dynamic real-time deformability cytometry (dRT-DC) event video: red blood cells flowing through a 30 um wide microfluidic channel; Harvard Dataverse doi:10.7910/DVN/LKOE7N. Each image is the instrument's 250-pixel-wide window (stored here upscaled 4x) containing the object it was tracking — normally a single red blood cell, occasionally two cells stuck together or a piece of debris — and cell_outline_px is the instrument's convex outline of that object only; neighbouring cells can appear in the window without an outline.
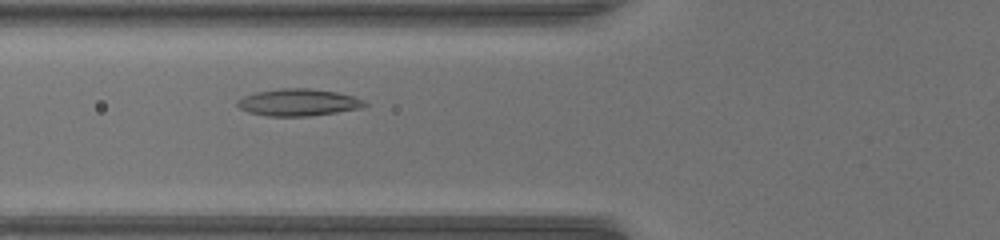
{"species": "common noctule bat (a hibernating species)", "species_latin": "Nyctalus noctula", "temperature_condition": "warm", "stored_images_in_passage": 31, "camera_frame_rate_fps": 3000, "um_per_image_px": 0.085, "animal": {"sex": "female", "body_mass_g": 17.0, "forearm_length_mm": 48.0}, "frame": {"image": 1, "passage_image": 7, "time_ms": 2.0, "image_size_px": [1000, 240], "cell_outline_px": [[368, 104], [364, 108], [308, 116], [268, 116], [248, 112], [240, 108], [236, 104], [236, 100], [244, 96], [256, 92], [280, 88], [308, 88], [336, 92], [352, 96], [364, 100]], "centroid_in_image_um": [25.36, 8.7], "position_along_channel_um": 100.4, "area_um2": 20.06}}
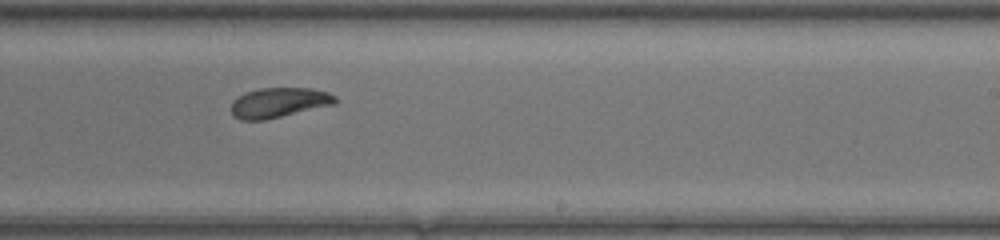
{"frame": {"image": 2, "passage_image": 19, "time_ms": 6.0, "image_size_px": [1000, 240], "cell_outline_px": [[336, 104], [264, 120], [240, 120], [232, 116], [232, 100], [244, 92], [260, 88], [312, 88], [328, 92], [336, 96]], "centroid_in_image_um": [23.69, 8.72], "position_along_channel_um": 265.3, "area_um2": 18.26}}
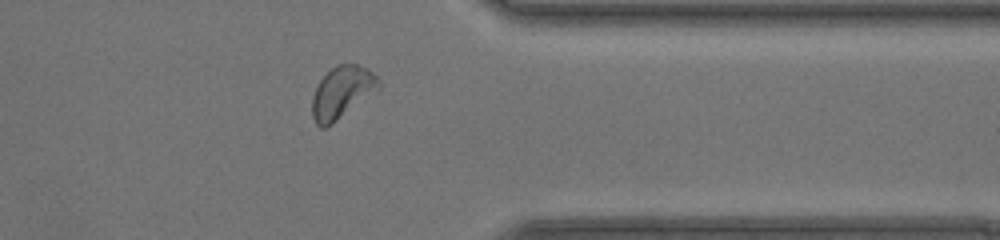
{"frame": {"image": 3, "passage_image": 28, "time_ms": 9.0, "image_size_px": [1000, 240], "cell_outline_px": [[380, 88], [332, 124], [324, 128], [320, 128], [316, 124], [312, 116], [312, 96], [320, 80], [336, 64], [356, 64], [372, 72], [380, 80]], "centroid_in_image_um": [29.05, 7.86], "position_along_channel_um": 382.4, "area_um2": 19.94}, "authors_computed_cell_mechanics": {"area_um2": 19.074, "velocity_mm_per_s": 4.1168, "shape_relaxation_time_tau1_ms": 6.5972, "shape_relaxation_time_tau2_ms": 4.5064, "deformation_change_tau1": 0.15, "deformation_change_tau2": 0.0868}}